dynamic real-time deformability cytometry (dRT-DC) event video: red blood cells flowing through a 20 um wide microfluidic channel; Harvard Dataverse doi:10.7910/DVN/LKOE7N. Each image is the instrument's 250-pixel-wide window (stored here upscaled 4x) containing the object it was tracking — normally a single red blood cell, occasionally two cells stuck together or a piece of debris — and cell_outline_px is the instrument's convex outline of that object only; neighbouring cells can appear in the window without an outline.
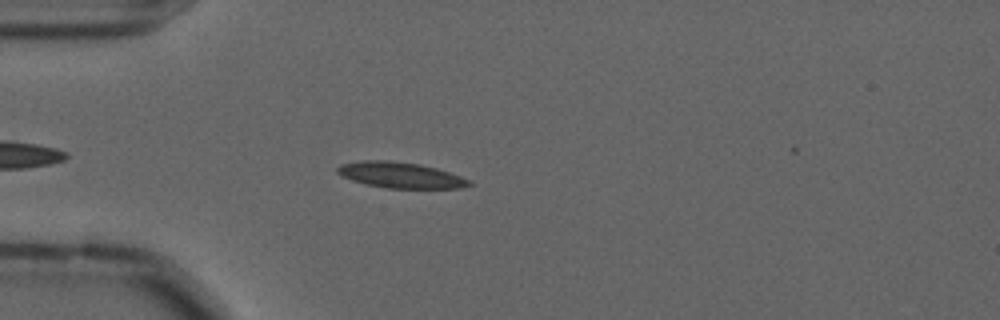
{"species": "common noctule bat (a hibernating species)", "species_latin": "Nyctalus noctula", "temperature_condition": "cold", "stored_images_in_passage": 43, "camera_frame_rate_fps": 3000, "um_per_image_px": 0.085, "animal": {"sex": "male", "forearm_length_mm": 52.5}, "frame": {"image": 1, "passage_image": 6, "time_ms": 1.667, "image_size_px": [1000, 320], "cell_outline_px": [[472, 184], [460, 188], [388, 188], [368, 184], [352, 180], [336, 172], [336, 168], [340, 164], [364, 160], [388, 160], [420, 164], [436, 168], [460, 176], [468, 180]], "centroid_in_image_um": [34.01, 14.87], "position_along_channel_um": 51.0, "area_um2": 19.54}}
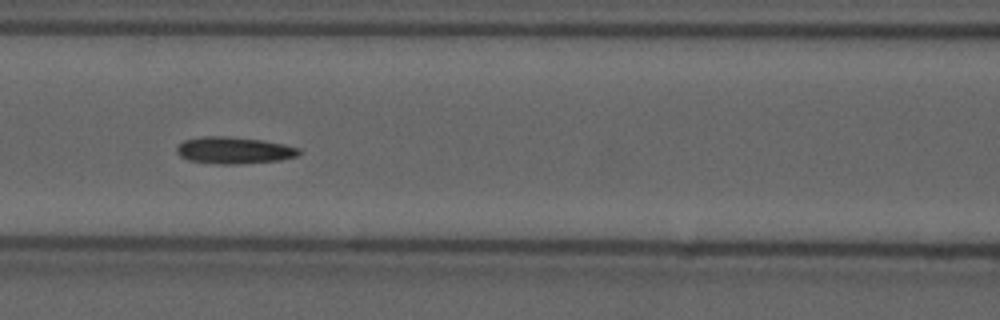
{"frame": {"image": 2, "passage_image": 15, "time_ms": 4.667, "image_size_px": [1000, 320], "cell_outline_px": [[304, 152], [296, 156], [280, 160], [236, 164], [216, 164], [188, 160], [180, 156], [176, 152], [176, 148], [184, 140], [200, 136], [228, 136], [264, 140], [284, 144], [300, 148]], "centroid_in_image_um": [19.9, 12.77], "position_along_channel_um": 146.7, "area_um2": 19.31}}
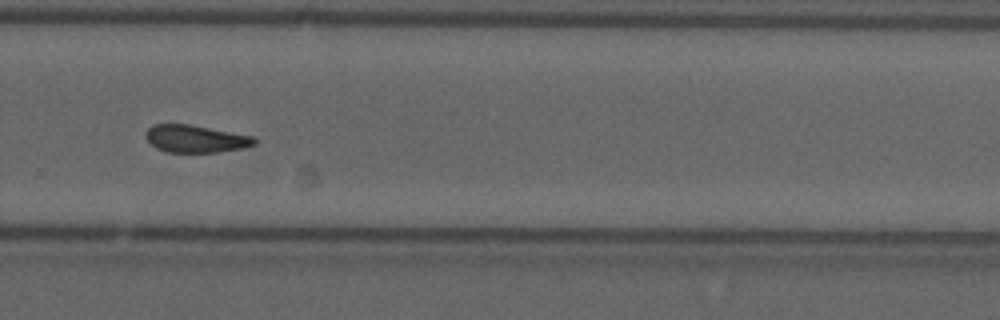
{"frame": {"image": 3, "passage_image": 29, "time_ms": 9.333, "image_size_px": [1000, 320], "cell_outline_px": [[256, 144], [240, 148], [216, 152], [168, 152], [156, 148], [144, 136], [144, 132], [152, 124], [188, 124], [252, 136], [256, 140]], "centroid_in_image_um": [16.56, 11.79], "position_along_channel_um": 313.2, "area_um2": 17.17}}